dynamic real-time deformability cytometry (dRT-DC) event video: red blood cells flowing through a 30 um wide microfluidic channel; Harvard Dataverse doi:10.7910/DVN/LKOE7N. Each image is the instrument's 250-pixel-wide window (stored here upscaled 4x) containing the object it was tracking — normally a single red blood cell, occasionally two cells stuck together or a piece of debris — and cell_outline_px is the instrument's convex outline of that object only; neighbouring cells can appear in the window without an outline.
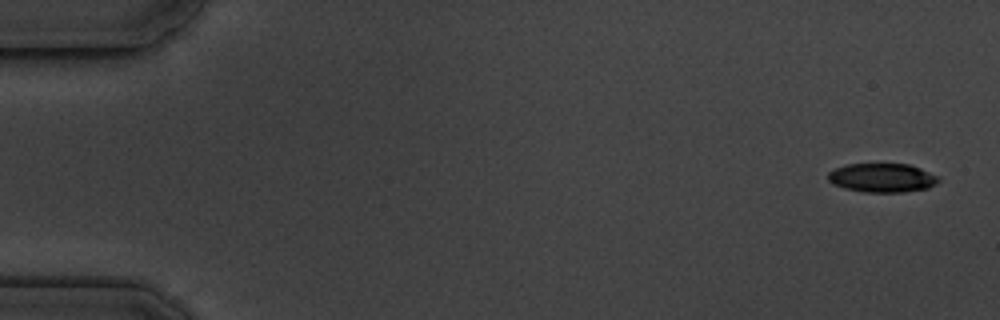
{"species": "common noctule bat (a hibernating species)", "species_latin": "Nyctalus noctula", "temperature_condition": "cold", "stored_images_in_passage": 6, "camera_frame_rate_fps": 3000, "um_per_image_px": 0.085, "animal": {"sex": "male", "body_mass_g": 19.5, "forearm_length_mm": 54.6}, "frame": {"image": 1, "passage_image": 1, "time_ms": 0.0, "image_size_px": [1000, 320], "cell_outline_px": [[940, 180], [936, 184], [928, 188], [904, 192], [864, 192], [844, 188], [832, 184], [828, 180], [828, 172], [836, 168], [848, 164], [908, 164], [920, 168], [936, 176]], "centroid_in_image_um": [74.96, 15.12], "position_along_channel_um": 10.0, "area_um2": 18.55}}
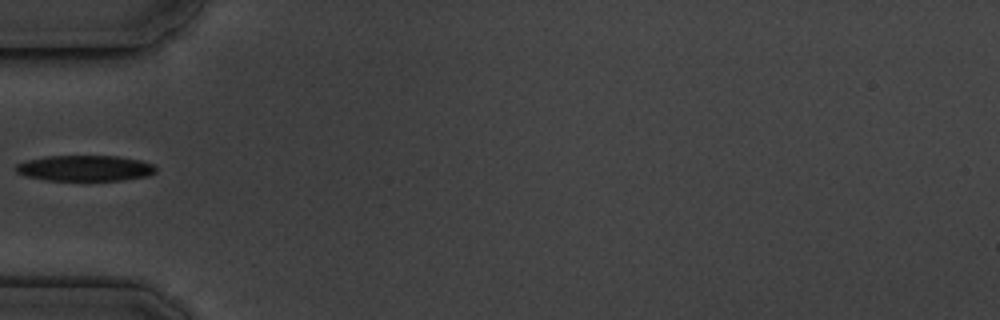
{"frame": {"image": 2, "passage_image": 5, "time_ms": 5.667, "image_size_px": [1000, 320], "cell_outline_px": [[156, 172], [148, 176], [124, 180], [44, 180], [24, 176], [16, 172], [16, 164], [28, 160], [48, 156], [116, 156], [140, 160], [152, 164], [156, 168]], "centroid_in_image_um": [7.22, 14.3], "position_along_channel_um": 77.8, "area_um2": 20.98}}